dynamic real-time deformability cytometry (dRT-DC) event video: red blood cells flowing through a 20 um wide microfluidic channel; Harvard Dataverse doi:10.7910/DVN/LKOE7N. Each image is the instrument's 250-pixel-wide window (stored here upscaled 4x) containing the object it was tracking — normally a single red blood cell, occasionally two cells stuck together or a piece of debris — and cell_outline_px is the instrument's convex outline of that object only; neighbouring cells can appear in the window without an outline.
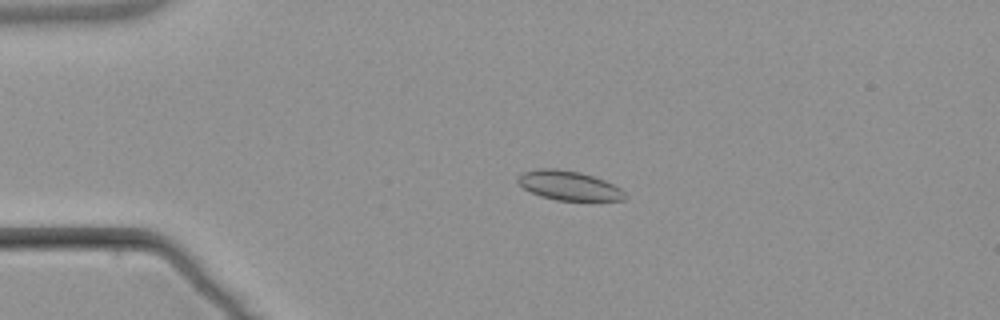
{"species": "common noctule bat (a hibernating species)", "species_latin": "Nyctalus noctula", "temperature_condition": "warm", "stored_images_in_passage": 5, "camera_frame_rate_fps": 3000, "um_per_image_px": 0.085, "animal": {"sex": "male", "body_mass_g": 21.5, "forearm_length_mm": 52.0}, "frame": {"image": 1, "passage_image": 4, "time_ms": 3.667, "image_size_px": [1000, 320], "cell_outline_px": [[628, 196], [624, 200], [556, 200], [540, 196], [524, 188], [516, 180], [516, 176], [524, 172], [536, 168], [556, 168], [580, 172], [604, 180], [620, 188]], "centroid_in_image_um": [48.33, 15.76], "position_along_channel_um": 36.7, "area_um2": 18.26}}
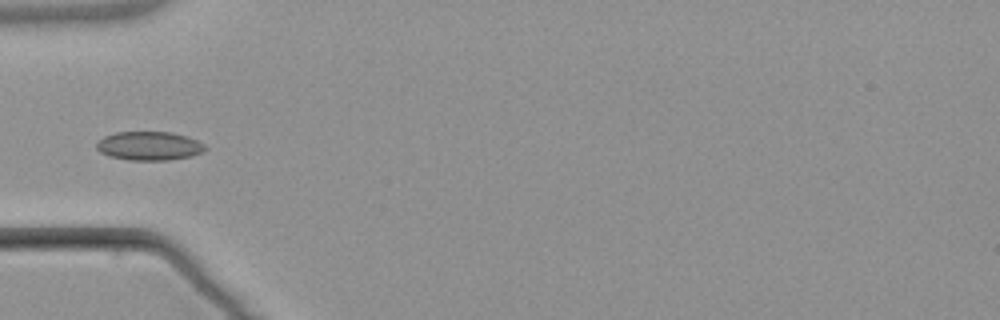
{"frame": {"image": 2, "passage_image": 5, "time_ms": 5.667, "image_size_px": [1000, 320], "cell_outline_px": [[208, 148], [204, 152], [192, 156], [168, 160], [128, 160], [108, 156], [100, 152], [96, 148], [96, 144], [104, 136], [116, 132], [172, 132], [188, 136], [204, 144]], "centroid_in_image_um": [12.7, 12.4], "position_along_channel_um": 72.3, "area_um2": 18.38}}